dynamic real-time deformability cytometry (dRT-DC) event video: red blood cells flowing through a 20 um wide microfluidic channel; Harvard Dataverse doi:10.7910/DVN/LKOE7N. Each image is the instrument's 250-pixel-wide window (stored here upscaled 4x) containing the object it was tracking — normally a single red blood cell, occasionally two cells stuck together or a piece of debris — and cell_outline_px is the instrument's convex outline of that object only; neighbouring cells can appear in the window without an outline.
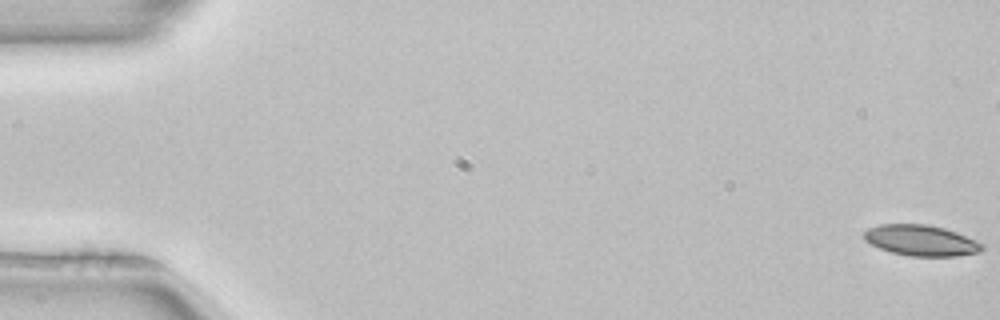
{"species": "common noctule bat (a hibernating species)", "species_latin": "Nyctalus noctula", "temperature_condition": "room temperature", "stored_images_in_passage": 53, "camera_frame_rate_fps": 3000, "um_per_image_px": 0.085, "animal": {"sex": "female", "body_mass_g": 22.7, "forearm_length_mm": 54.2}, "frame": {"image": 1, "passage_image": 1, "time_ms": 0.0, "image_size_px": [1000, 320], "cell_outline_px": [[984, 248], [980, 252], [956, 256], [908, 256], [892, 252], [880, 248], [864, 240], [864, 232], [868, 228], [880, 224], [928, 224], [944, 228], [956, 232], [984, 244]], "centroid_in_image_um": [78.29, 20.43], "position_along_channel_um": 6.7, "area_um2": 21.15}}
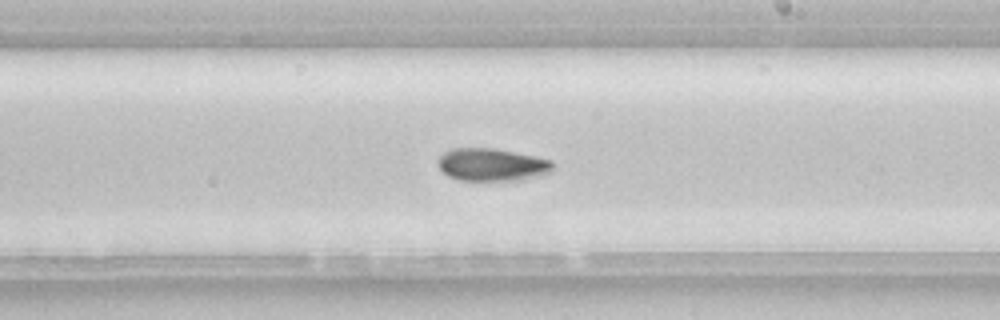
{"frame": {"image": 2, "passage_image": 31, "time_ms": 10.0, "image_size_px": [1000, 320], "cell_outline_px": [[552, 172], [524, 180], [460, 180], [448, 176], [436, 164], [436, 160], [444, 152], [452, 148], [496, 148], [536, 156], [552, 160]], "centroid_in_image_um": [41.81, 13.99], "position_along_channel_um": 247.2, "area_um2": 22.08}}